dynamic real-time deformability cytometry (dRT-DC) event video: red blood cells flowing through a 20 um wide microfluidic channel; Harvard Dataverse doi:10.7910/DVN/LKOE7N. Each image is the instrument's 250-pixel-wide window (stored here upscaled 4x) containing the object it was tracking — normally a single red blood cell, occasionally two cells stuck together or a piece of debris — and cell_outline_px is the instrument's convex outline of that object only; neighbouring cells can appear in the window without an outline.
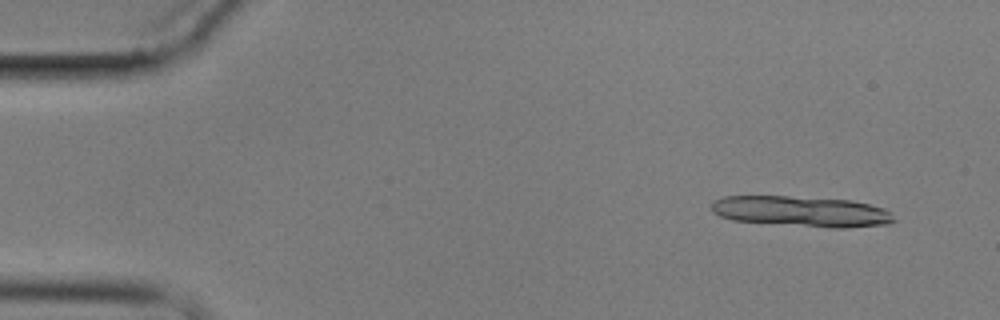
{"species": "common noctule bat (a hibernating species)", "species_latin": "Nyctalus noctula", "temperature_condition": "cold", "stored_images_in_passage": 5, "camera_frame_rate_fps": 3000, "um_per_image_px": 0.085, "animal": {"sex": "male", "body_mass_g": 17.9}, "frame": {"image": 1, "passage_image": 1, "time_ms": 0.0, "image_size_px": [1000, 320], "cell_outline_px": [[896, 220], [888, 224], [848, 228], [832, 228], [732, 220], [720, 216], [712, 212], [712, 204], [716, 200], [724, 196], [788, 196], [852, 200], [884, 208]], "centroid_in_image_um": [68.14, 17.97], "position_along_channel_um": 16.9, "area_um2": 32.43}}
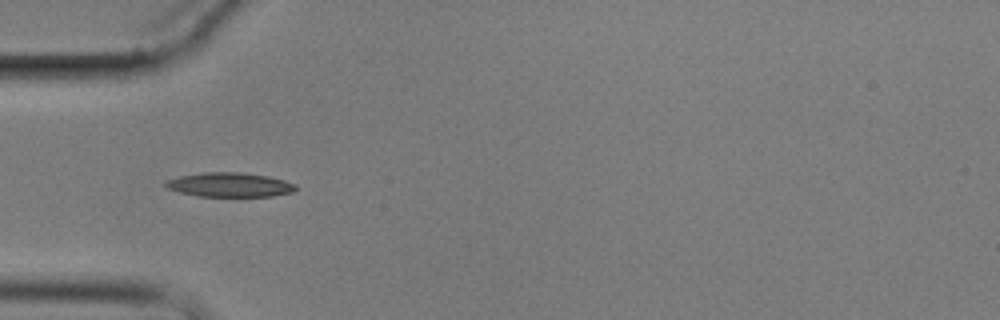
{"frame": {"image": 2, "passage_image": 4, "time_ms": 4.667, "image_size_px": [1000, 320], "cell_outline_px": [[296, 188], [292, 192], [272, 196], [200, 196], [180, 192], [168, 188], [164, 184], [168, 180], [180, 176], [204, 172], [244, 172], [268, 176], [284, 180], [296, 184]], "centroid_in_image_um": [19.55, 15.7], "position_along_channel_um": 65.4, "area_um2": 18.26}}
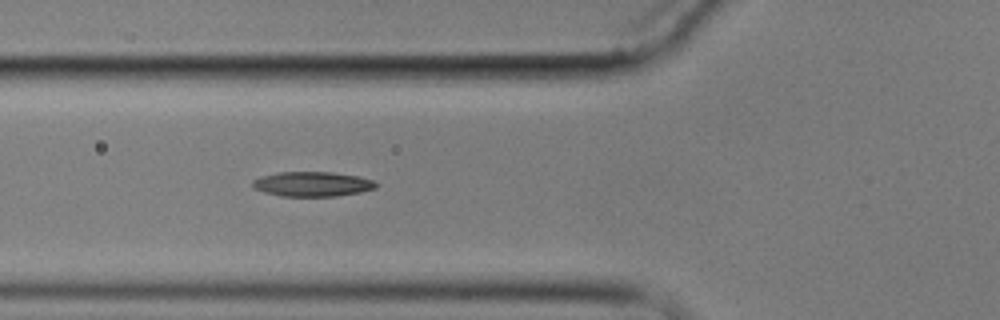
{"frame": {"image": 3, "passage_image": 5, "time_ms": 5.667, "image_size_px": [1000, 320], "cell_outline_px": [[380, 184], [376, 188], [360, 192], [336, 196], [280, 196], [264, 192], [252, 188], [252, 180], [260, 176], [276, 172], [332, 172], [360, 176], [372, 180]], "centroid_in_image_um": [26.54, 15.64], "position_along_channel_um": 99.3, "area_um2": 18.03}}